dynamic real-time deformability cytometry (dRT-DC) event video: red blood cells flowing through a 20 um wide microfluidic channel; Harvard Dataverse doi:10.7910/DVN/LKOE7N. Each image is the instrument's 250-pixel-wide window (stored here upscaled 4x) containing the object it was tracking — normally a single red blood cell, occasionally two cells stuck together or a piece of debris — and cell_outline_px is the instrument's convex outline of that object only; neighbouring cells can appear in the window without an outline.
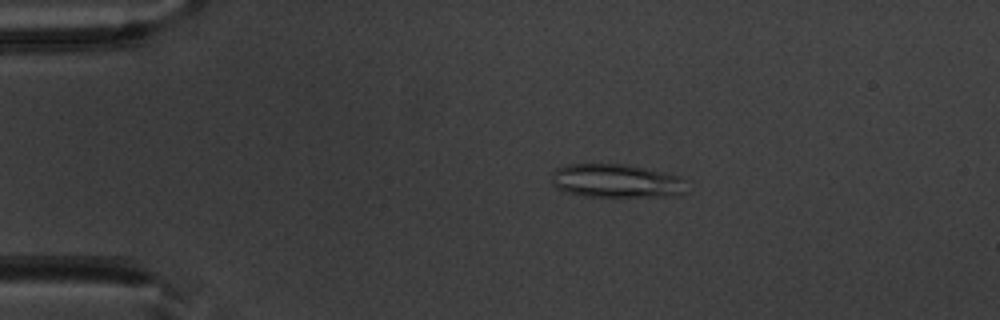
{"species": "common noctule bat (a hibernating species)", "species_latin": "Nyctalus noctula", "temperature_condition": "warm", "stored_images_in_passage": 51, "camera_frame_rate_fps": 3000, "um_per_image_px": 0.085, "animal": {"sex": "male", "body_mass_g": 20.1, "forearm_length_mm": 53.5}, "frame": {"image": 1, "passage_image": 10, "time_ms": 3.0, "image_size_px": [1000, 320], "cell_outline_px": [[684, 192], [668, 196], [584, 196], [564, 192], [556, 188], [552, 184], [552, 172], [556, 168], [568, 164], [628, 164], [664, 172], [680, 176]], "centroid_in_image_um": [52.28, 15.36], "position_along_channel_um": 32.7, "area_um2": 26.24}}
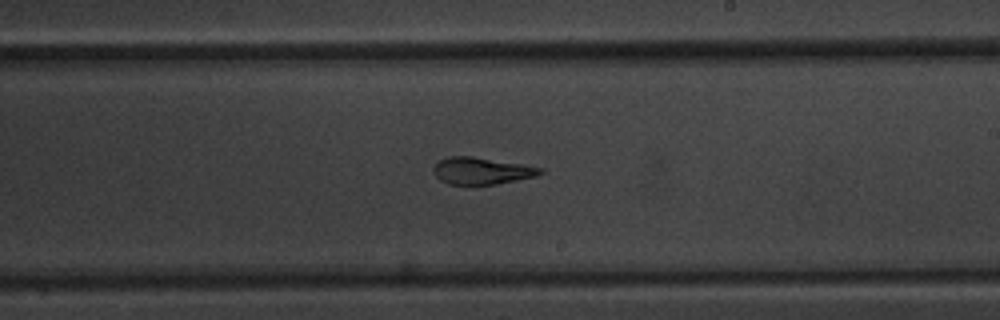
{"frame": {"image": 2, "passage_image": 30, "time_ms": 9.667, "image_size_px": [1000, 320], "cell_outline_px": [[544, 172], [536, 176], [496, 184], [448, 184], [440, 180], [436, 176], [432, 168], [440, 160], [448, 156], [472, 156], [524, 164], [544, 168]], "centroid_in_image_um": [40.96, 14.51], "position_along_channel_um": 248.0, "area_um2": 16.76}}
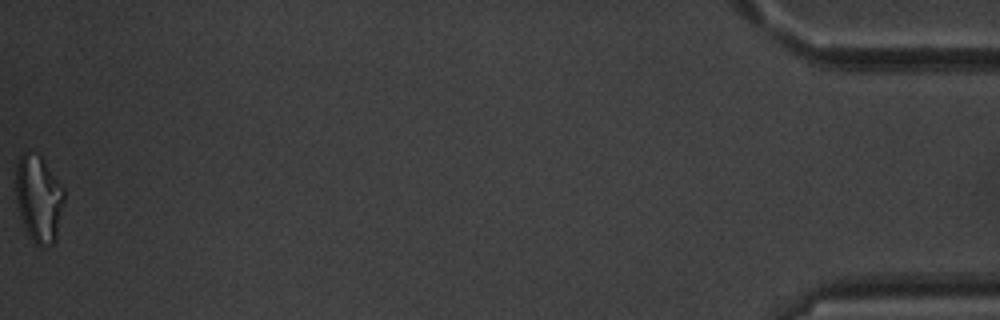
{"frame": {"image": 3, "passage_image": 51, "time_ms": 16.667, "image_size_px": [1000, 320], "cell_outline_px": [[64, 200], [56, 240], [52, 244], [40, 248], [28, 236], [24, 228], [20, 216], [16, 200], [16, 164], [20, 156], [24, 152], [28, 152], [40, 156], [64, 188]], "centroid_in_image_um": [3.28, 16.93], "position_along_channel_um": 431.9, "area_um2": 24.51}, "authors_computed_cell_mechanics": {"area_um2": 19.652, "velocity_mm_per_s": 3.9775, "shape_relaxation_time_tau1_ms": null, "shape_relaxation_time_tau2_ms": 2.109, "deformation_change_tau1": null, "deformation_change_tau2": 0.1172}}